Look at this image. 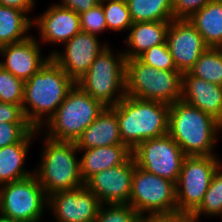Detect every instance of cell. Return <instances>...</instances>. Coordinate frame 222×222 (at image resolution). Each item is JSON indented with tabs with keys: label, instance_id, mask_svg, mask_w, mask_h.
Returning <instances> with one entry per match:
<instances>
[{
	"label": "cell",
	"instance_id": "4316f807",
	"mask_svg": "<svg viewBox=\"0 0 222 222\" xmlns=\"http://www.w3.org/2000/svg\"><path fill=\"white\" fill-rule=\"evenodd\" d=\"M193 213L200 219L202 215L210 219L217 216L222 218V165L213 175L203 201Z\"/></svg>",
	"mask_w": 222,
	"mask_h": 222
},
{
	"label": "cell",
	"instance_id": "8d00e7d4",
	"mask_svg": "<svg viewBox=\"0 0 222 222\" xmlns=\"http://www.w3.org/2000/svg\"><path fill=\"white\" fill-rule=\"evenodd\" d=\"M100 0H60L58 4L63 7L75 11L78 15L95 7Z\"/></svg>",
	"mask_w": 222,
	"mask_h": 222
},
{
	"label": "cell",
	"instance_id": "5b68a950",
	"mask_svg": "<svg viewBox=\"0 0 222 222\" xmlns=\"http://www.w3.org/2000/svg\"><path fill=\"white\" fill-rule=\"evenodd\" d=\"M105 107L101 101L75 84L54 115L39 131L52 140L76 142Z\"/></svg>",
	"mask_w": 222,
	"mask_h": 222
},
{
	"label": "cell",
	"instance_id": "f35d334b",
	"mask_svg": "<svg viewBox=\"0 0 222 222\" xmlns=\"http://www.w3.org/2000/svg\"><path fill=\"white\" fill-rule=\"evenodd\" d=\"M0 222H21V221H17L15 219H11L9 217H6V216L0 214Z\"/></svg>",
	"mask_w": 222,
	"mask_h": 222
},
{
	"label": "cell",
	"instance_id": "3957f363",
	"mask_svg": "<svg viewBox=\"0 0 222 222\" xmlns=\"http://www.w3.org/2000/svg\"><path fill=\"white\" fill-rule=\"evenodd\" d=\"M115 106L122 142L131 150L168 134L170 104L125 96Z\"/></svg>",
	"mask_w": 222,
	"mask_h": 222
},
{
	"label": "cell",
	"instance_id": "1f68e13d",
	"mask_svg": "<svg viewBox=\"0 0 222 222\" xmlns=\"http://www.w3.org/2000/svg\"><path fill=\"white\" fill-rule=\"evenodd\" d=\"M81 32L99 36L108 31L106 18L102 8V3H98L95 7L79 14Z\"/></svg>",
	"mask_w": 222,
	"mask_h": 222
},
{
	"label": "cell",
	"instance_id": "9c48e42d",
	"mask_svg": "<svg viewBox=\"0 0 222 222\" xmlns=\"http://www.w3.org/2000/svg\"><path fill=\"white\" fill-rule=\"evenodd\" d=\"M46 210L48 196L35 174L0 186V214L21 222H42Z\"/></svg>",
	"mask_w": 222,
	"mask_h": 222
},
{
	"label": "cell",
	"instance_id": "ac0fdd59",
	"mask_svg": "<svg viewBox=\"0 0 222 222\" xmlns=\"http://www.w3.org/2000/svg\"><path fill=\"white\" fill-rule=\"evenodd\" d=\"M181 101L204 111L222 124V86L184 72Z\"/></svg>",
	"mask_w": 222,
	"mask_h": 222
},
{
	"label": "cell",
	"instance_id": "836d02e7",
	"mask_svg": "<svg viewBox=\"0 0 222 222\" xmlns=\"http://www.w3.org/2000/svg\"><path fill=\"white\" fill-rule=\"evenodd\" d=\"M211 1L213 0H172L173 18L189 19L194 13L198 12Z\"/></svg>",
	"mask_w": 222,
	"mask_h": 222
},
{
	"label": "cell",
	"instance_id": "d4e9b609",
	"mask_svg": "<svg viewBox=\"0 0 222 222\" xmlns=\"http://www.w3.org/2000/svg\"><path fill=\"white\" fill-rule=\"evenodd\" d=\"M133 23L172 21V0H126Z\"/></svg>",
	"mask_w": 222,
	"mask_h": 222
},
{
	"label": "cell",
	"instance_id": "8fae6325",
	"mask_svg": "<svg viewBox=\"0 0 222 222\" xmlns=\"http://www.w3.org/2000/svg\"><path fill=\"white\" fill-rule=\"evenodd\" d=\"M132 156L136 166L175 183L186 157L169 134L141 142L132 150Z\"/></svg>",
	"mask_w": 222,
	"mask_h": 222
},
{
	"label": "cell",
	"instance_id": "83f0119b",
	"mask_svg": "<svg viewBox=\"0 0 222 222\" xmlns=\"http://www.w3.org/2000/svg\"><path fill=\"white\" fill-rule=\"evenodd\" d=\"M111 32H128L133 24L126 0L100 1Z\"/></svg>",
	"mask_w": 222,
	"mask_h": 222
},
{
	"label": "cell",
	"instance_id": "4dcf8cb0",
	"mask_svg": "<svg viewBox=\"0 0 222 222\" xmlns=\"http://www.w3.org/2000/svg\"><path fill=\"white\" fill-rule=\"evenodd\" d=\"M138 59L159 70H177L166 42L149 48Z\"/></svg>",
	"mask_w": 222,
	"mask_h": 222
},
{
	"label": "cell",
	"instance_id": "484cf974",
	"mask_svg": "<svg viewBox=\"0 0 222 222\" xmlns=\"http://www.w3.org/2000/svg\"><path fill=\"white\" fill-rule=\"evenodd\" d=\"M191 75L222 86V51L208 47L188 71Z\"/></svg>",
	"mask_w": 222,
	"mask_h": 222
},
{
	"label": "cell",
	"instance_id": "277c9868",
	"mask_svg": "<svg viewBox=\"0 0 222 222\" xmlns=\"http://www.w3.org/2000/svg\"><path fill=\"white\" fill-rule=\"evenodd\" d=\"M40 137L44 144L34 174L46 195L84 186L80 172V153L76 142L56 141L44 134Z\"/></svg>",
	"mask_w": 222,
	"mask_h": 222
},
{
	"label": "cell",
	"instance_id": "f546056e",
	"mask_svg": "<svg viewBox=\"0 0 222 222\" xmlns=\"http://www.w3.org/2000/svg\"><path fill=\"white\" fill-rule=\"evenodd\" d=\"M24 98V82L0 66V102L20 104Z\"/></svg>",
	"mask_w": 222,
	"mask_h": 222
},
{
	"label": "cell",
	"instance_id": "ba28073f",
	"mask_svg": "<svg viewBox=\"0 0 222 222\" xmlns=\"http://www.w3.org/2000/svg\"><path fill=\"white\" fill-rule=\"evenodd\" d=\"M129 204L143 219L151 215L176 213V183L136 166Z\"/></svg>",
	"mask_w": 222,
	"mask_h": 222
},
{
	"label": "cell",
	"instance_id": "d6a6232c",
	"mask_svg": "<svg viewBox=\"0 0 222 222\" xmlns=\"http://www.w3.org/2000/svg\"><path fill=\"white\" fill-rule=\"evenodd\" d=\"M32 129L29 123L0 122V148L18 143Z\"/></svg>",
	"mask_w": 222,
	"mask_h": 222
},
{
	"label": "cell",
	"instance_id": "74e56055",
	"mask_svg": "<svg viewBox=\"0 0 222 222\" xmlns=\"http://www.w3.org/2000/svg\"><path fill=\"white\" fill-rule=\"evenodd\" d=\"M36 0H0V5L12 7L31 14L36 7Z\"/></svg>",
	"mask_w": 222,
	"mask_h": 222
},
{
	"label": "cell",
	"instance_id": "603a6c76",
	"mask_svg": "<svg viewBox=\"0 0 222 222\" xmlns=\"http://www.w3.org/2000/svg\"><path fill=\"white\" fill-rule=\"evenodd\" d=\"M188 20L201 34L208 47L222 46V2L218 0L208 2Z\"/></svg>",
	"mask_w": 222,
	"mask_h": 222
},
{
	"label": "cell",
	"instance_id": "cb8c5ba5",
	"mask_svg": "<svg viewBox=\"0 0 222 222\" xmlns=\"http://www.w3.org/2000/svg\"><path fill=\"white\" fill-rule=\"evenodd\" d=\"M29 16L19 9L0 5V47L32 35L33 16Z\"/></svg>",
	"mask_w": 222,
	"mask_h": 222
},
{
	"label": "cell",
	"instance_id": "e0dca14e",
	"mask_svg": "<svg viewBox=\"0 0 222 222\" xmlns=\"http://www.w3.org/2000/svg\"><path fill=\"white\" fill-rule=\"evenodd\" d=\"M41 46L33 34L23 41L3 45L0 47V66L25 82L51 58L49 54L41 53Z\"/></svg>",
	"mask_w": 222,
	"mask_h": 222
},
{
	"label": "cell",
	"instance_id": "ffe728a7",
	"mask_svg": "<svg viewBox=\"0 0 222 222\" xmlns=\"http://www.w3.org/2000/svg\"><path fill=\"white\" fill-rule=\"evenodd\" d=\"M79 150L124 144L116 115V106H106L99 116L83 131L76 140Z\"/></svg>",
	"mask_w": 222,
	"mask_h": 222
},
{
	"label": "cell",
	"instance_id": "30bf717a",
	"mask_svg": "<svg viewBox=\"0 0 222 222\" xmlns=\"http://www.w3.org/2000/svg\"><path fill=\"white\" fill-rule=\"evenodd\" d=\"M221 165L218 155L184 158L176 183L178 212L193 213L200 206L213 175Z\"/></svg>",
	"mask_w": 222,
	"mask_h": 222
},
{
	"label": "cell",
	"instance_id": "8992f818",
	"mask_svg": "<svg viewBox=\"0 0 222 222\" xmlns=\"http://www.w3.org/2000/svg\"><path fill=\"white\" fill-rule=\"evenodd\" d=\"M126 57L109 45L93 61L76 84L105 106H114L126 96Z\"/></svg>",
	"mask_w": 222,
	"mask_h": 222
},
{
	"label": "cell",
	"instance_id": "7402d4cb",
	"mask_svg": "<svg viewBox=\"0 0 222 222\" xmlns=\"http://www.w3.org/2000/svg\"><path fill=\"white\" fill-rule=\"evenodd\" d=\"M80 172L85 183L90 177L103 170L125 163L132 150L125 144L101 146L79 150Z\"/></svg>",
	"mask_w": 222,
	"mask_h": 222
},
{
	"label": "cell",
	"instance_id": "5bb4252c",
	"mask_svg": "<svg viewBox=\"0 0 222 222\" xmlns=\"http://www.w3.org/2000/svg\"><path fill=\"white\" fill-rule=\"evenodd\" d=\"M135 167L136 162L131 156L121 165L96 173L84 185L101 204H129Z\"/></svg>",
	"mask_w": 222,
	"mask_h": 222
},
{
	"label": "cell",
	"instance_id": "7a4b0ae2",
	"mask_svg": "<svg viewBox=\"0 0 222 222\" xmlns=\"http://www.w3.org/2000/svg\"><path fill=\"white\" fill-rule=\"evenodd\" d=\"M221 127L214 117L183 101L170 104L168 134L186 156L217 155Z\"/></svg>",
	"mask_w": 222,
	"mask_h": 222
},
{
	"label": "cell",
	"instance_id": "2e32d148",
	"mask_svg": "<svg viewBox=\"0 0 222 222\" xmlns=\"http://www.w3.org/2000/svg\"><path fill=\"white\" fill-rule=\"evenodd\" d=\"M32 28L39 31L37 34L40 38L37 40L40 44H53V47L65 44L81 32L79 15L61 7L57 2L33 18Z\"/></svg>",
	"mask_w": 222,
	"mask_h": 222
},
{
	"label": "cell",
	"instance_id": "e575fe53",
	"mask_svg": "<svg viewBox=\"0 0 222 222\" xmlns=\"http://www.w3.org/2000/svg\"><path fill=\"white\" fill-rule=\"evenodd\" d=\"M0 122L28 123L20 104L0 102Z\"/></svg>",
	"mask_w": 222,
	"mask_h": 222
},
{
	"label": "cell",
	"instance_id": "f1b7e54d",
	"mask_svg": "<svg viewBox=\"0 0 222 222\" xmlns=\"http://www.w3.org/2000/svg\"><path fill=\"white\" fill-rule=\"evenodd\" d=\"M94 222H143L130 204H102Z\"/></svg>",
	"mask_w": 222,
	"mask_h": 222
},
{
	"label": "cell",
	"instance_id": "9a60e30c",
	"mask_svg": "<svg viewBox=\"0 0 222 222\" xmlns=\"http://www.w3.org/2000/svg\"><path fill=\"white\" fill-rule=\"evenodd\" d=\"M166 43L176 69L182 73L189 71L208 48L201 34L188 19L170 21Z\"/></svg>",
	"mask_w": 222,
	"mask_h": 222
},
{
	"label": "cell",
	"instance_id": "4fadbf2b",
	"mask_svg": "<svg viewBox=\"0 0 222 222\" xmlns=\"http://www.w3.org/2000/svg\"><path fill=\"white\" fill-rule=\"evenodd\" d=\"M100 200L84 185L77 189L59 191L48 196L50 222H94Z\"/></svg>",
	"mask_w": 222,
	"mask_h": 222
},
{
	"label": "cell",
	"instance_id": "52a82bcc",
	"mask_svg": "<svg viewBox=\"0 0 222 222\" xmlns=\"http://www.w3.org/2000/svg\"><path fill=\"white\" fill-rule=\"evenodd\" d=\"M183 73L159 70L138 58L126 59V96L167 104L181 101Z\"/></svg>",
	"mask_w": 222,
	"mask_h": 222
},
{
	"label": "cell",
	"instance_id": "d590c367",
	"mask_svg": "<svg viewBox=\"0 0 222 222\" xmlns=\"http://www.w3.org/2000/svg\"><path fill=\"white\" fill-rule=\"evenodd\" d=\"M199 217L194 213L176 212L171 214L151 215L143 222H199Z\"/></svg>",
	"mask_w": 222,
	"mask_h": 222
},
{
	"label": "cell",
	"instance_id": "d6986e66",
	"mask_svg": "<svg viewBox=\"0 0 222 222\" xmlns=\"http://www.w3.org/2000/svg\"><path fill=\"white\" fill-rule=\"evenodd\" d=\"M41 134V131L33 128L18 143L0 148V186L34 174L33 168L26 170L24 165L30 146Z\"/></svg>",
	"mask_w": 222,
	"mask_h": 222
},
{
	"label": "cell",
	"instance_id": "6da1fadb",
	"mask_svg": "<svg viewBox=\"0 0 222 222\" xmlns=\"http://www.w3.org/2000/svg\"><path fill=\"white\" fill-rule=\"evenodd\" d=\"M75 84L52 58L24 82L22 109L32 128L47 123Z\"/></svg>",
	"mask_w": 222,
	"mask_h": 222
},
{
	"label": "cell",
	"instance_id": "7c38bea8",
	"mask_svg": "<svg viewBox=\"0 0 222 222\" xmlns=\"http://www.w3.org/2000/svg\"><path fill=\"white\" fill-rule=\"evenodd\" d=\"M110 44L100 41V38L85 32H79L62 45L63 52L56 46L48 53L51 58L76 83L90 68L96 57Z\"/></svg>",
	"mask_w": 222,
	"mask_h": 222
},
{
	"label": "cell",
	"instance_id": "44dd1931",
	"mask_svg": "<svg viewBox=\"0 0 222 222\" xmlns=\"http://www.w3.org/2000/svg\"><path fill=\"white\" fill-rule=\"evenodd\" d=\"M170 21H145L133 23L125 38L123 53L126 59L138 58L149 48L166 42Z\"/></svg>",
	"mask_w": 222,
	"mask_h": 222
}]
</instances>
